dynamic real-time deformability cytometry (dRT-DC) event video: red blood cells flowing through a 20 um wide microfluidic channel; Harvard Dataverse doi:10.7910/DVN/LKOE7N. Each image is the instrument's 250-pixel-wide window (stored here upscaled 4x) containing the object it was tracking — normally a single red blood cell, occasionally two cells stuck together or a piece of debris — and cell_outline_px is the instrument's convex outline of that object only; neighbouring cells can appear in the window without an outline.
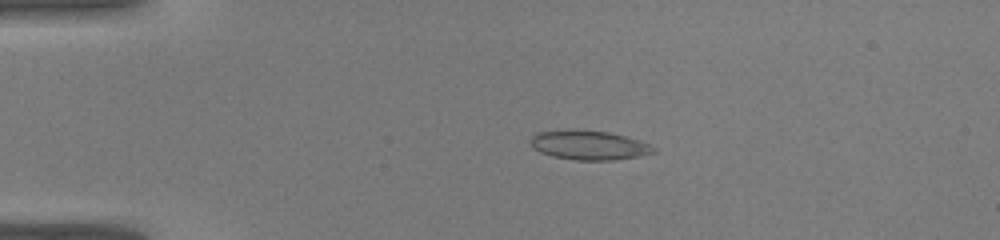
{"species": "common noctule bat (a hibernating species)", "species_latin": "Nyctalus noctula", "temperature_condition": "warm", "stored_images_in_passage": 41, "camera_frame_rate_fps": 3000, "um_per_image_px": 0.085, "animal": {"sex": "male", "body_mass_g": 19.0, "forearm_length_mm": 50.8}, "frame": {"image": 1, "passage_image": 8, "time_ms": 2.333, "image_size_px": [1000, 240], "cell_outline_px": [[656, 152], [640, 156], [616, 160], [576, 160], [552, 156], [540, 152], [532, 148], [528, 140], [536, 132], [572, 128], [608, 132], [624, 136], [648, 144], [656, 148]], "centroid_in_image_um": [49.99, 12.33], "position_along_channel_um": 35.0, "area_um2": 21.33}}
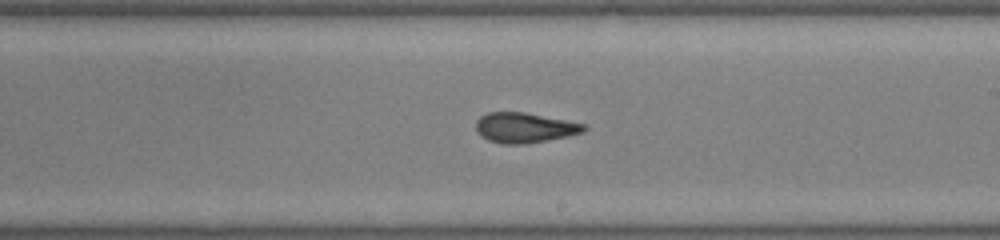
{"frame": {"image": 2, "passage_image": 24, "time_ms": 7.667, "image_size_px": [1000, 240], "cell_outline_px": [[588, 128], [584, 132], [568, 136], [524, 144], [504, 144], [488, 140], [480, 136], [476, 132], [476, 120], [480, 116], [488, 112], [524, 112], [584, 124]], "centroid_in_image_um": [44.55, 10.86], "position_along_channel_um": 244.5, "area_um2": 18.9}}
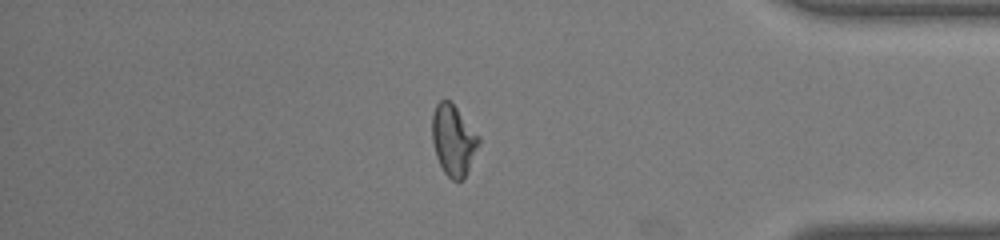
{"frame": {"image": 3, "passage_image": 35, "time_ms": 11.333, "image_size_px": [1000, 240], "cell_outline_px": [[480, 144], [464, 176], [460, 180], [452, 180], [444, 172], [436, 156], [432, 140], [432, 116], [436, 104], [440, 100], [448, 100], [456, 108], [480, 136]], "centroid_in_image_um": [38.53, 11.9], "position_along_channel_um": 396.7, "area_um2": 18.9}}